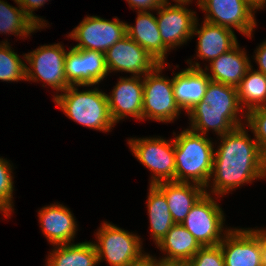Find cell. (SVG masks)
Wrapping results in <instances>:
<instances>
[{
	"label": "cell",
	"instance_id": "1",
	"mask_svg": "<svg viewBox=\"0 0 266 266\" xmlns=\"http://www.w3.org/2000/svg\"><path fill=\"white\" fill-rule=\"evenodd\" d=\"M220 137L222 144L213 158L211 193L223 195L245 182L266 178V158L257 141L248 137L244 126Z\"/></svg>",
	"mask_w": 266,
	"mask_h": 266
},
{
	"label": "cell",
	"instance_id": "2",
	"mask_svg": "<svg viewBox=\"0 0 266 266\" xmlns=\"http://www.w3.org/2000/svg\"><path fill=\"white\" fill-rule=\"evenodd\" d=\"M175 181L200 185L206 189L213 169L214 147L210 139L190 129L174 139Z\"/></svg>",
	"mask_w": 266,
	"mask_h": 266
},
{
	"label": "cell",
	"instance_id": "3",
	"mask_svg": "<svg viewBox=\"0 0 266 266\" xmlns=\"http://www.w3.org/2000/svg\"><path fill=\"white\" fill-rule=\"evenodd\" d=\"M63 92L54 96V101L67 117L88 128L110 131L115 123L109 111L107 94L96 88L78 92L74 86Z\"/></svg>",
	"mask_w": 266,
	"mask_h": 266
},
{
	"label": "cell",
	"instance_id": "4",
	"mask_svg": "<svg viewBox=\"0 0 266 266\" xmlns=\"http://www.w3.org/2000/svg\"><path fill=\"white\" fill-rule=\"evenodd\" d=\"M98 244L94 243L98 261L106 259L110 266H130L147 255L142 254L141 240L113 224L103 223L97 232Z\"/></svg>",
	"mask_w": 266,
	"mask_h": 266
},
{
	"label": "cell",
	"instance_id": "5",
	"mask_svg": "<svg viewBox=\"0 0 266 266\" xmlns=\"http://www.w3.org/2000/svg\"><path fill=\"white\" fill-rule=\"evenodd\" d=\"M164 65H158L144 76L142 119L171 122L181 112L174 97L172 79L159 75Z\"/></svg>",
	"mask_w": 266,
	"mask_h": 266
},
{
	"label": "cell",
	"instance_id": "6",
	"mask_svg": "<svg viewBox=\"0 0 266 266\" xmlns=\"http://www.w3.org/2000/svg\"><path fill=\"white\" fill-rule=\"evenodd\" d=\"M134 156L153 174L151 185L175 181V145L160 138L130 139Z\"/></svg>",
	"mask_w": 266,
	"mask_h": 266
},
{
	"label": "cell",
	"instance_id": "7",
	"mask_svg": "<svg viewBox=\"0 0 266 266\" xmlns=\"http://www.w3.org/2000/svg\"><path fill=\"white\" fill-rule=\"evenodd\" d=\"M65 49L62 45H44L33 52L24 55L25 60L30 67H26V81H38V79L46 82L49 86L65 91L70 85L65 75Z\"/></svg>",
	"mask_w": 266,
	"mask_h": 266
},
{
	"label": "cell",
	"instance_id": "8",
	"mask_svg": "<svg viewBox=\"0 0 266 266\" xmlns=\"http://www.w3.org/2000/svg\"><path fill=\"white\" fill-rule=\"evenodd\" d=\"M224 215L216 201L206 192L191 208L182 225L202 246H217L223 240ZM221 237V238H220Z\"/></svg>",
	"mask_w": 266,
	"mask_h": 266
},
{
	"label": "cell",
	"instance_id": "9",
	"mask_svg": "<svg viewBox=\"0 0 266 266\" xmlns=\"http://www.w3.org/2000/svg\"><path fill=\"white\" fill-rule=\"evenodd\" d=\"M127 23L115 18L108 21L98 16L83 19L68 35L79 43L73 48L105 53L117 41L127 35Z\"/></svg>",
	"mask_w": 266,
	"mask_h": 266
},
{
	"label": "cell",
	"instance_id": "10",
	"mask_svg": "<svg viewBox=\"0 0 266 266\" xmlns=\"http://www.w3.org/2000/svg\"><path fill=\"white\" fill-rule=\"evenodd\" d=\"M199 7L206 11L205 21L227 28H236L252 37L256 26L253 8L246 0H198Z\"/></svg>",
	"mask_w": 266,
	"mask_h": 266
},
{
	"label": "cell",
	"instance_id": "11",
	"mask_svg": "<svg viewBox=\"0 0 266 266\" xmlns=\"http://www.w3.org/2000/svg\"><path fill=\"white\" fill-rule=\"evenodd\" d=\"M104 56L108 72L122 71L132 73L133 76H145L160 65L128 35L110 47Z\"/></svg>",
	"mask_w": 266,
	"mask_h": 266
},
{
	"label": "cell",
	"instance_id": "12",
	"mask_svg": "<svg viewBox=\"0 0 266 266\" xmlns=\"http://www.w3.org/2000/svg\"><path fill=\"white\" fill-rule=\"evenodd\" d=\"M65 75L70 86L98 84L108 75L104 53L71 48L66 53Z\"/></svg>",
	"mask_w": 266,
	"mask_h": 266
},
{
	"label": "cell",
	"instance_id": "13",
	"mask_svg": "<svg viewBox=\"0 0 266 266\" xmlns=\"http://www.w3.org/2000/svg\"><path fill=\"white\" fill-rule=\"evenodd\" d=\"M184 5L186 2H176L175 5L164 2L158 8V29L163 43L169 49L187 42L193 36L197 18L195 12L188 10Z\"/></svg>",
	"mask_w": 266,
	"mask_h": 266
},
{
	"label": "cell",
	"instance_id": "14",
	"mask_svg": "<svg viewBox=\"0 0 266 266\" xmlns=\"http://www.w3.org/2000/svg\"><path fill=\"white\" fill-rule=\"evenodd\" d=\"M226 232L219 244L225 266H263L260 239L252 230L227 229Z\"/></svg>",
	"mask_w": 266,
	"mask_h": 266
},
{
	"label": "cell",
	"instance_id": "15",
	"mask_svg": "<svg viewBox=\"0 0 266 266\" xmlns=\"http://www.w3.org/2000/svg\"><path fill=\"white\" fill-rule=\"evenodd\" d=\"M141 80L140 76L120 78L112 94L107 95L109 111L114 123L126 116L142 120L144 96L143 80Z\"/></svg>",
	"mask_w": 266,
	"mask_h": 266
},
{
	"label": "cell",
	"instance_id": "16",
	"mask_svg": "<svg viewBox=\"0 0 266 266\" xmlns=\"http://www.w3.org/2000/svg\"><path fill=\"white\" fill-rule=\"evenodd\" d=\"M210 79L207 73L201 69L197 62L195 65L190 63V67L177 73L173 78L174 97L181 109L187 112L198 102L204 95Z\"/></svg>",
	"mask_w": 266,
	"mask_h": 266
},
{
	"label": "cell",
	"instance_id": "17",
	"mask_svg": "<svg viewBox=\"0 0 266 266\" xmlns=\"http://www.w3.org/2000/svg\"><path fill=\"white\" fill-rule=\"evenodd\" d=\"M41 229L53 246L71 243L75 236L76 222L67 207L53 204L39 210Z\"/></svg>",
	"mask_w": 266,
	"mask_h": 266
},
{
	"label": "cell",
	"instance_id": "18",
	"mask_svg": "<svg viewBox=\"0 0 266 266\" xmlns=\"http://www.w3.org/2000/svg\"><path fill=\"white\" fill-rule=\"evenodd\" d=\"M156 186L164 193L176 224H182L191 208L206 193L204 187L185 182H160Z\"/></svg>",
	"mask_w": 266,
	"mask_h": 266
},
{
	"label": "cell",
	"instance_id": "19",
	"mask_svg": "<svg viewBox=\"0 0 266 266\" xmlns=\"http://www.w3.org/2000/svg\"><path fill=\"white\" fill-rule=\"evenodd\" d=\"M203 26L198 30L197 21L193 35L198 34V57L212 60L234 48L237 43L233 30L204 20ZM197 24V25H196Z\"/></svg>",
	"mask_w": 266,
	"mask_h": 266
},
{
	"label": "cell",
	"instance_id": "20",
	"mask_svg": "<svg viewBox=\"0 0 266 266\" xmlns=\"http://www.w3.org/2000/svg\"><path fill=\"white\" fill-rule=\"evenodd\" d=\"M127 35L143 47L159 64H164L170 50L162 41L156 17L150 12H138L136 25H126Z\"/></svg>",
	"mask_w": 266,
	"mask_h": 266
},
{
	"label": "cell",
	"instance_id": "21",
	"mask_svg": "<svg viewBox=\"0 0 266 266\" xmlns=\"http://www.w3.org/2000/svg\"><path fill=\"white\" fill-rule=\"evenodd\" d=\"M251 66L246 53L241 51L237 44L230 51L211 61L212 73H207V76L211 81L236 88Z\"/></svg>",
	"mask_w": 266,
	"mask_h": 266
},
{
	"label": "cell",
	"instance_id": "22",
	"mask_svg": "<svg viewBox=\"0 0 266 266\" xmlns=\"http://www.w3.org/2000/svg\"><path fill=\"white\" fill-rule=\"evenodd\" d=\"M188 115L192 124L190 130L198 134H203L204 136H206V132L211 128L219 136H222L242 126L240 119L237 118L238 115H224V111L212 110L203 100L196 103L188 111Z\"/></svg>",
	"mask_w": 266,
	"mask_h": 266
},
{
	"label": "cell",
	"instance_id": "23",
	"mask_svg": "<svg viewBox=\"0 0 266 266\" xmlns=\"http://www.w3.org/2000/svg\"><path fill=\"white\" fill-rule=\"evenodd\" d=\"M157 246L167 253V257L162 258L163 260L185 262H189L202 247L182 224L176 223Z\"/></svg>",
	"mask_w": 266,
	"mask_h": 266
},
{
	"label": "cell",
	"instance_id": "24",
	"mask_svg": "<svg viewBox=\"0 0 266 266\" xmlns=\"http://www.w3.org/2000/svg\"><path fill=\"white\" fill-rule=\"evenodd\" d=\"M57 246L49 255L46 266H96L99 262L92 242Z\"/></svg>",
	"mask_w": 266,
	"mask_h": 266
},
{
	"label": "cell",
	"instance_id": "25",
	"mask_svg": "<svg viewBox=\"0 0 266 266\" xmlns=\"http://www.w3.org/2000/svg\"><path fill=\"white\" fill-rule=\"evenodd\" d=\"M147 200L150 230L154 241L158 244L175 223L170 213L166 197L156 185L150 184Z\"/></svg>",
	"mask_w": 266,
	"mask_h": 266
},
{
	"label": "cell",
	"instance_id": "26",
	"mask_svg": "<svg viewBox=\"0 0 266 266\" xmlns=\"http://www.w3.org/2000/svg\"><path fill=\"white\" fill-rule=\"evenodd\" d=\"M237 96L247 111L266 106V75L253 71L250 67L239 85L236 87Z\"/></svg>",
	"mask_w": 266,
	"mask_h": 266
},
{
	"label": "cell",
	"instance_id": "27",
	"mask_svg": "<svg viewBox=\"0 0 266 266\" xmlns=\"http://www.w3.org/2000/svg\"><path fill=\"white\" fill-rule=\"evenodd\" d=\"M202 100L210 106V109L224 111V115H237L240 110H244L235 87L211 80Z\"/></svg>",
	"mask_w": 266,
	"mask_h": 266
},
{
	"label": "cell",
	"instance_id": "28",
	"mask_svg": "<svg viewBox=\"0 0 266 266\" xmlns=\"http://www.w3.org/2000/svg\"><path fill=\"white\" fill-rule=\"evenodd\" d=\"M18 7L19 9L0 0V33L28 36L40 29L19 5Z\"/></svg>",
	"mask_w": 266,
	"mask_h": 266
},
{
	"label": "cell",
	"instance_id": "29",
	"mask_svg": "<svg viewBox=\"0 0 266 266\" xmlns=\"http://www.w3.org/2000/svg\"><path fill=\"white\" fill-rule=\"evenodd\" d=\"M27 65L10 49L9 44H0V80L18 81L26 79Z\"/></svg>",
	"mask_w": 266,
	"mask_h": 266
},
{
	"label": "cell",
	"instance_id": "30",
	"mask_svg": "<svg viewBox=\"0 0 266 266\" xmlns=\"http://www.w3.org/2000/svg\"><path fill=\"white\" fill-rule=\"evenodd\" d=\"M12 166L6 159L0 158V211L5 216H10L12 211L13 198V176L11 175ZM9 213V214H8Z\"/></svg>",
	"mask_w": 266,
	"mask_h": 266
},
{
	"label": "cell",
	"instance_id": "31",
	"mask_svg": "<svg viewBox=\"0 0 266 266\" xmlns=\"http://www.w3.org/2000/svg\"><path fill=\"white\" fill-rule=\"evenodd\" d=\"M248 126L255 134V140L266 158V106L253 109L246 113Z\"/></svg>",
	"mask_w": 266,
	"mask_h": 266
},
{
	"label": "cell",
	"instance_id": "32",
	"mask_svg": "<svg viewBox=\"0 0 266 266\" xmlns=\"http://www.w3.org/2000/svg\"><path fill=\"white\" fill-rule=\"evenodd\" d=\"M188 263L189 266H225L219 245L201 247Z\"/></svg>",
	"mask_w": 266,
	"mask_h": 266
},
{
	"label": "cell",
	"instance_id": "33",
	"mask_svg": "<svg viewBox=\"0 0 266 266\" xmlns=\"http://www.w3.org/2000/svg\"><path fill=\"white\" fill-rule=\"evenodd\" d=\"M26 13V15L39 27L45 25V21L33 14L34 9L43 6L47 0H14Z\"/></svg>",
	"mask_w": 266,
	"mask_h": 266
},
{
	"label": "cell",
	"instance_id": "34",
	"mask_svg": "<svg viewBox=\"0 0 266 266\" xmlns=\"http://www.w3.org/2000/svg\"><path fill=\"white\" fill-rule=\"evenodd\" d=\"M131 8L138 9V12H147V10H156L163 3V0H126Z\"/></svg>",
	"mask_w": 266,
	"mask_h": 266
},
{
	"label": "cell",
	"instance_id": "35",
	"mask_svg": "<svg viewBox=\"0 0 266 266\" xmlns=\"http://www.w3.org/2000/svg\"><path fill=\"white\" fill-rule=\"evenodd\" d=\"M255 60L259 65V72H262L266 75V41L259 46L256 51Z\"/></svg>",
	"mask_w": 266,
	"mask_h": 266
},
{
	"label": "cell",
	"instance_id": "36",
	"mask_svg": "<svg viewBox=\"0 0 266 266\" xmlns=\"http://www.w3.org/2000/svg\"><path fill=\"white\" fill-rule=\"evenodd\" d=\"M149 266H189L188 262L185 261H168V260H157L149 255Z\"/></svg>",
	"mask_w": 266,
	"mask_h": 266
},
{
	"label": "cell",
	"instance_id": "37",
	"mask_svg": "<svg viewBox=\"0 0 266 266\" xmlns=\"http://www.w3.org/2000/svg\"><path fill=\"white\" fill-rule=\"evenodd\" d=\"M252 231L257 235L260 239L261 243V251H262V265L266 266V230H254Z\"/></svg>",
	"mask_w": 266,
	"mask_h": 266
},
{
	"label": "cell",
	"instance_id": "38",
	"mask_svg": "<svg viewBox=\"0 0 266 266\" xmlns=\"http://www.w3.org/2000/svg\"><path fill=\"white\" fill-rule=\"evenodd\" d=\"M246 2L253 8L256 9L263 8L266 4V0H246Z\"/></svg>",
	"mask_w": 266,
	"mask_h": 266
},
{
	"label": "cell",
	"instance_id": "39",
	"mask_svg": "<svg viewBox=\"0 0 266 266\" xmlns=\"http://www.w3.org/2000/svg\"><path fill=\"white\" fill-rule=\"evenodd\" d=\"M130 266H149V254H147V256L142 259L141 261L135 263V264H132Z\"/></svg>",
	"mask_w": 266,
	"mask_h": 266
},
{
	"label": "cell",
	"instance_id": "40",
	"mask_svg": "<svg viewBox=\"0 0 266 266\" xmlns=\"http://www.w3.org/2000/svg\"><path fill=\"white\" fill-rule=\"evenodd\" d=\"M164 2H167L168 0H163ZM176 2H186V3H189L191 2V0H174Z\"/></svg>",
	"mask_w": 266,
	"mask_h": 266
}]
</instances>
